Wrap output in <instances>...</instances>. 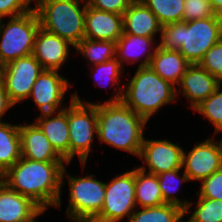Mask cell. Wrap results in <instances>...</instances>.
<instances>
[{"label":"cell","mask_w":222,"mask_h":222,"mask_svg":"<svg viewBox=\"0 0 222 222\" xmlns=\"http://www.w3.org/2000/svg\"><path fill=\"white\" fill-rule=\"evenodd\" d=\"M45 211L27 196L0 180V222H36Z\"/></svg>","instance_id":"cell-14"},{"label":"cell","mask_w":222,"mask_h":222,"mask_svg":"<svg viewBox=\"0 0 222 222\" xmlns=\"http://www.w3.org/2000/svg\"><path fill=\"white\" fill-rule=\"evenodd\" d=\"M137 208L135 199V168L112 178L105 186V199L95 222H120Z\"/></svg>","instance_id":"cell-9"},{"label":"cell","mask_w":222,"mask_h":222,"mask_svg":"<svg viewBox=\"0 0 222 222\" xmlns=\"http://www.w3.org/2000/svg\"><path fill=\"white\" fill-rule=\"evenodd\" d=\"M198 198L196 209L189 220L192 222H222V200Z\"/></svg>","instance_id":"cell-30"},{"label":"cell","mask_w":222,"mask_h":222,"mask_svg":"<svg viewBox=\"0 0 222 222\" xmlns=\"http://www.w3.org/2000/svg\"><path fill=\"white\" fill-rule=\"evenodd\" d=\"M146 167H135V199L140 208L156 207L165 204L158 177L146 172Z\"/></svg>","instance_id":"cell-23"},{"label":"cell","mask_w":222,"mask_h":222,"mask_svg":"<svg viewBox=\"0 0 222 222\" xmlns=\"http://www.w3.org/2000/svg\"><path fill=\"white\" fill-rule=\"evenodd\" d=\"M129 216L128 222H180L184 210L172 204L141 208Z\"/></svg>","instance_id":"cell-26"},{"label":"cell","mask_w":222,"mask_h":222,"mask_svg":"<svg viewBox=\"0 0 222 222\" xmlns=\"http://www.w3.org/2000/svg\"><path fill=\"white\" fill-rule=\"evenodd\" d=\"M69 87V81L58 71L43 70L33 84L29 98H33L42 113H56L66 107L62 106V100Z\"/></svg>","instance_id":"cell-12"},{"label":"cell","mask_w":222,"mask_h":222,"mask_svg":"<svg viewBox=\"0 0 222 222\" xmlns=\"http://www.w3.org/2000/svg\"><path fill=\"white\" fill-rule=\"evenodd\" d=\"M74 48L92 64L97 65L115 58L116 42L84 38Z\"/></svg>","instance_id":"cell-27"},{"label":"cell","mask_w":222,"mask_h":222,"mask_svg":"<svg viewBox=\"0 0 222 222\" xmlns=\"http://www.w3.org/2000/svg\"><path fill=\"white\" fill-rule=\"evenodd\" d=\"M221 17L215 14L209 0H185L183 21Z\"/></svg>","instance_id":"cell-32"},{"label":"cell","mask_w":222,"mask_h":222,"mask_svg":"<svg viewBox=\"0 0 222 222\" xmlns=\"http://www.w3.org/2000/svg\"><path fill=\"white\" fill-rule=\"evenodd\" d=\"M94 66L92 67V71L95 70L96 72L94 74V77H96V81L103 82L105 80V82L107 81V84L111 81L110 83H112L113 86L121 84L118 81L120 79V76H122L121 73H123V67L116 58Z\"/></svg>","instance_id":"cell-33"},{"label":"cell","mask_w":222,"mask_h":222,"mask_svg":"<svg viewBox=\"0 0 222 222\" xmlns=\"http://www.w3.org/2000/svg\"><path fill=\"white\" fill-rule=\"evenodd\" d=\"M68 106L69 124V163L75 155H78L84 168L88 159L94 134H98L97 103L80 100L77 93L72 94Z\"/></svg>","instance_id":"cell-7"},{"label":"cell","mask_w":222,"mask_h":222,"mask_svg":"<svg viewBox=\"0 0 222 222\" xmlns=\"http://www.w3.org/2000/svg\"><path fill=\"white\" fill-rule=\"evenodd\" d=\"M122 16L123 32L127 34L154 38L161 31L156 15L143 2H132Z\"/></svg>","instance_id":"cell-20"},{"label":"cell","mask_w":222,"mask_h":222,"mask_svg":"<svg viewBox=\"0 0 222 222\" xmlns=\"http://www.w3.org/2000/svg\"><path fill=\"white\" fill-rule=\"evenodd\" d=\"M119 87L120 91H117ZM116 86V95L106 102H122L147 122L163 105L174 102L177 87L148 67H138L130 83Z\"/></svg>","instance_id":"cell-3"},{"label":"cell","mask_w":222,"mask_h":222,"mask_svg":"<svg viewBox=\"0 0 222 222\" xmlns=\"http://www.w3.org/2000/svg\"><path fill=\"white\" fill-rule=\"evenodd\" d=\"M221 85L193 111H198L215 127V133L222 132V91Z\"/></svg>","instance_id":"cell-29"},{"label":"cell","mask_w":222,"mask_h":222,"mask_svg":"<svg viewBox=\"0 0 222 222\" xmlns=\"http://www.w3.org/2000/svg\"><path fill=\"white\" fill-rule=\"evenodd\" d=\"M132 2L130 0H87V4L97 10L123 15Z\"/></svg>","instance_id":"cell-36"},{"label":"cell","mask_w":222,"mask_h":222,"mask_svg":"<svg viewBox=\"0 0 222 222\" xmlns=\"http://www.w3.org/2000/svg\"><path fill=\"white\" fill-rule=\"evenodd\" d=\"M178 85L180 90L176 91V95L182 92L183 96L190 100V107L194 109L207 99L221 82L199 64H190Z\"/></svg>","instance_id":"cell-16"},{"label":"cell","mask_w":222,"mask_h":222,"mask_svg":"<svg viewBox=\"0 0 222 222\" xmlns=\"http://www.w3.org/2000/svg\"><path fill=\"white\" fill-rule=\"evenodd\" d=\"M27 1V3L30 5L31 4V2L32 1H34V0H26ZM36 1V5L39 3V2H41L42 0H35Z\"/></svg>","instance_id":"cell-39"},{"label":"cell","mask_w":222,"mask_h":222,"mask_svg":"<svg viewBox=\"0 0 222 222\" xmlns=\"http://www.w3.org/2000/svg\"><path fill=\"white\" fill-rule=\"evenodd\" d=\"M131 2H142V0H130Z\"/></svg>","instance_id":"cell-42"},{"label":"cell","mask_w":222,"mask_h":222,"mask_svg":"<svg viewBox=\"0 0 222 222\" xmlns=\"http://www.w3.org/2000/svg\"><path fill=\"white\" fill-rule=\"evenodd\" d=\"M157 47L179 51L190 64H199L222 38V17L181 21L162 26Z\"/></svg>","instance_id":"cell-2"},{"label":"cell","mask_w":222,"mask_h":222,"mask_svg":"<svg viewBox=\"0 0 222 222\" xmlns=\"http://www.w3.org/2000/svg\"><path fill=\"white\" fill-rule=\"evenodd\" d=\"M32 9L26 0H0V19L21 16Z\"/></svg>","instance_id":"cell-35"},{"label":"cell","mask_w":222,"mask_h":222,"mask_svg":"<svg viewBox=\"0 0 222 222\" xmlns=\"http://www.w3.org/2000/svg\"><path fill=\"white\" fill-rule=\"evenodd\" d=\"M40 20L33 8L28 13L12 17L4 27L0 19V66L31 55Z\"/></svg>","instance_id":"cell-6"},{"label":"cell","mask_w":222,"mask_h":222,"mask_svg":"<svg viewBox=\"0 0 222 222\" xmlns=\"http://www.w3.org/2000/svg\"><path fill=\"white\" fill-rule=\"evenodd\" d=\"M161 26L183 21L185 0H142Z\"/></svg>","instance_id":"cell-28"},{"label":"cell","mask_w":222,"mask_h":222,"mask_svg":"<svg viewBox=\"0 0 222 222\" xmlns=\"http://www.w3.org/2000/svg\"><path fill=\"white\" fill-rule=\"evenodd\" d=\"M19 134L21 157L41 162H66L35 123L20 125Z\"/></svg>","instance_id":"cell-18"},{"label":"cell","mask_w":222,"mask_h":222,"mask_svg":"<svg viewBox=\"0 0 222 222\" xmlns=\"http://www.w3.org/2000/svg\"><path fill=\"white\" fill-rule=\"evenodd\" d=\"M69 46L74 47L62 37L39 27L35 36L32 55L44 70L58 71L69 57Z\"/></svg>","instance_id":"cell-15"},{"label":"cell","mask_w":222,"mask_h":222,"mask_svg":"<svg viewBox=\"0 0 222 222\" xmlns=\"http://www.w3.org/2000/svg\"><path fill=\"white\" fill-rule=\"evenodd\" d=\"M212 139L197 142L188 154L183 149L182 167L189 181H202L222 168V139L214 142Z\"/></svg>","instance_id":"cell-11"},{"label":"cell","mask_w":222,"mask_h":222,"mask_svg":"<svg viewBox=\"0 0 222 222\" xmlns=\"http://www.w3.org/2000/svg\"><path fill=\"white\" fill-rule=\"evenodd\" d=\"M98 139L139 157L147 121L122 102L97 103Z\"/></svg>","instance_id":"cell-4"},{"label":"cell","mask_w":222,"mask_h":222,"mask_svg":"<svg viewBox=\"0 0 222 222\" xmlns=\"http://www.w3.org/2000/svg\"><path fill=\"white\" fill-rule=\"evenodd\" d=\"M85 2L80 7V2ZM87 0H42L36 10L40 27L69 41L74 47L84 39Z\"/></svg>","instance_id":"cell-5"},{"label":"cell","mask_w":222,"mask_h":222,"mask_svg":"<svg viewBox=\"0 0 222 222\" xmlns=\"http://www.w3.org/2000/svg\"><path fill=\"white\" fill-rule=\"evenodd\" d=\"M78 222H95L93 220H86V221H78Z\"/></svg>","instance_id":"cell-41"},{"label":"cell","mask_w":222,"mask_h":222,"mask_svg":"<svg viewBox=\"0 0 222 222\" xmlns=\"http://www.w3.org/2000/svg\"><path fill=\"white\" fill-rule=\"evenodd\" d=\"M202 185L196 196L222 200V168L201 181Z\"/></svg>","instance_id":"cell-34"},{"label":"cell","mask_w":222,"mask_h":222,"mask_svg":"<svg viewBox=\"0 0 222 222\" xmlns=\"http://www.w3.org/2000/svg\"><path fill=\"white\" fill-rule=\"evenodd\" d=\"M43 70L42 65L32 54L1 67V80L15 105L29 98L33 84Z\"/></svg>","instance_id":"cell-10"},{"label":"cell","mask_w":222,"mask_h":222,"mask_svg":"<svg viewBox=\"0 0 222 222\" xmlns=\"http://www.w3.org/2000/svg\"><path fill=\"white\" fill-rule=\"evenodd\" d=\"M139 158L149 169L147 173L158 175L169 170L182 169L183 149L169 140L143 139Z\"/></svg>","instance_id":"cell-13"},{"label":"cell","mask_w":222,"mask_h":222,"mask_svg":"<svg viewBox=\"0 0 222 222\" xmlns=\"http://www.w3.org/2000/svg\"><path fill=\"white\" fill-rule=\"evenodd\" d=\"M184 216H185V214L182 216V218H181V220H180V222H192V221H190L189 219L187 220V221H183L184 219Z\"/></svg>","instance_id":"cell-40"},{"label":"cell","mask_w":222,"mask_h":222,"mask_svg":"<svg viewBox=\"0 0 222 222\" xmlns=\"http://www.w3.org/2000/svg\"><path fill=\"white\" fill-rule=\"evenodd\" d=\"M190 63L179 51L165 50L157 47L149 67L161 78L178 85Z\"/></svg>","instance_id":"cell-22"},{"label":"cell","mask_w":222,"mask_h":222,"mask_svg":"<svg viewBox=\"0 0 222 222\" xmlns=\"http://www.w3.org/2000/svg\"><path fill=\"white\" fill-rule=\"evenodd\" d=\"M153 40L154 38L135 36L123 32L116 42L115 58L119 61L121 66H123V62L128 64L136 63V60L138 62L141 56L146 54L144 60L138 67H148L154 56L155 49L157 48V46L153 45Z\"/></svg>","instance_id":"cell-21"},{"label":"cell","mask_w":222,"mask_h":222,"mask_svg":"<svg viewBox=\"0 0 222 222\" xmlns=\"http://www.w3.org/2000/svg\"><path fill=\"white\" fill-rule=\"evenodd\" d=\"M64 163L41 162L21 157L0 180L10 189L29 197L44 211L48 206L60 207L61 186L66 173Z\"/></svg>","instance_id":"cell-1"},{"label":"cell","mask_w":222,"mask_h":222,"mask_svg":"<svg viewBox=\"0 0 222 222\" xmlns=\"http://www.w3.org/2000/svg\"><path fill=\"white\" fill-rule=\"evenodd\" d=\"M70 197L66 213L72 221L92 220L100 211L105 199V186L94 175L85 177L67 174Z\"/></svg>","instance_id":"cell-8"},{"label":"cell","mask_w":222,"mask_h":222,"mask_svg":"<svg viewBox=\"0 0 222 222\" xmlns=\"http://www.w3.org/2000/svg\"><path fill=\"white\" fill-rule=\"evenodd\" d=\"M35 124L41 129L56 152L69 164L70 134L67 106L56 113H41Z\"/></svg>","instance_id":"cell-19"},{"label":"cell","mask_w":222,"mask_h":222,"mask_svg":"<svg viewBox=\"0 0 222 222\" xmlns=\"http://www.w3.org/2000/svg\"><path fill=\"white\" fill-rule=\"evenodd\" d=\"M19 127L0 123V176L21 158Z\"/></svg>","instance_id":"cell-24"},{"label":"cell","mask_w":222,"mask_h":222,"mask_svg":"<svg viewBox=\"0 0 222 222\" xmlns=\"http://www.w3.org/2000/svg\"><path fill=\"white\" fill-rule=\"evenodd\" d=\"M199 65L222 83V38L206 52Z\"/></svg>","instance_id":"cell-31"},{"label":"cell","mask_w":222,"mask_h":222,"mask_svg":"<svg viewBox=\"0 0 222 222\" xmlns=\"http://www.w3.org/2000/svg\"><path fill=\"white\" fill-rule=\"evenodd\" d=\"M14 105L7 94L3 81L0 79V123H2L1 119L4 117L3 115Z\"/></svg>","instance_id":"cell-37"},{"label":"cell","mask_w":222,"mask_h":222,"mask_svg":"<svg viewBox=\"0 0 222 222\" xmlns=\"http://www.w3.org/2000/svg\"><path fill=\"white\" fill-rule=\"evenodd\" d=\"M122 34V15L97 10L87 4L84 21V38L117 42Z\"/></svg>","instance_id":"cell-17"},{"label":"cell","mask_w":222,"mask_h":222,"mask_svg":"<svg viewBox=\"0 0 222 222\" xmlns=\"http://www.w3.org/2000/svg\"><path fill=\"white\" fill-rule=\"evenodd\" d=\"M216 15L222 17V0H209Z\"/></svg>","instance_id":"cell-38"},{"label":"cell","mask_w":222,"mask_h":222,"mask_svg":"<svg viewBox=\"0 0 222 222\" xmlns=\"http://www.w3.org/2000/svg\"><path fill=\"white\" fill-rule=\"evenodd\" d=\"M180 170L182 169H175L169 170L167 172H162L158 174L157 177L164 203L179 206L184 210V214L186 215V213H191L189 209L192 205V202H189L187 200L181 201V199L177 198V196H174V192L178 190L180 183L189 181L188 176L185 172L183 173L182 177H180V175L178 174Z\"/></svg>","instance_id":"cell-25"}]
</instances>
